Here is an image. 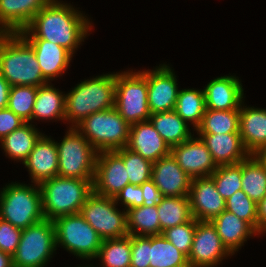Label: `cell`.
I'll return each mask as SVG.
<instances>
[{"label": "cell", "instance_id": "ffe728a7", "mask_svg": "<svg viewBox=\"0 0 266 267\" xmlns=\"http://www.w3.org/2000/svg\"><path fill=\"white\" fill-rule=\"evenodd\" d=\"M32 177L33 183L40 184L58 175V149L54 140L42 135L28 158L22 162Z\"/></svg>", "mask_w": 266, "mask_h": 267}, {"label": "cell", "instance_id": "f35d334b", "mask_svg": "<svg viewBox=\"0 0 266 267\" xmlns=\"http://www.w3.org/2000/svg\"><path fill=\"white\" fill-rule=\"evenodd\" d=\"M225 210L248 222L258 232L257 203L242 190L236 191L226 200Z\"/></svg>", "mask_w": 266, "mask_h": 267}, {"label": "cell", "instance_id": "30bf717a", "mask_svg": "<svg viewBox=\"0 0 266 267\" xmlns=\"http://www.w3.org/2000/svg\"><path fill=\"white\" fill-rule=\"evenodd\" d=\"M53 223L56 246L60 244L83 259L97 257L102 239L80 213L58 217Z\"/></svg>", "mask_w": 266, "mask_h": 267}, {"label": "cell", "instance_id": "8d00e7d4", "mask_svg": "<svg viewBox=\"0 0 266 267\" xmlns=\"http://www.w3.org/2000/svg\"><path fill=\"white\" fill-rule=\"evenodd\" d=\"M217 192L226 201L236 191L242 189L241 162L233 165H221L210 175Z\"/></svg>", "mask_w": 266, "mask_h": 267}, {"label": "cell", "instance_id": "9c48e42d", "mask_svg": "<svg viewBox=\"0 0 266 267\" xmlns=\"http://www.w3.org/2000/svg\"><path fill=\"white\" fill-rule=\"evenodd\" d=\"M56 248L54 223L43 219L22 229L20 242L12 255L13 267H44Z\"/></svg>", "mask_w": 266, "mask_h": 267}, {"label": "cell", "instance_id": "8fae6325", "mask_svg": "<svg viewBox=\"0 0 266 267\" xmlns=\"http://www.w3.org/2000/svg\"><path fill=\"white\" fill-rule=\"evenodd\" d=\"M114 198L92 192L80 214L95 229L102 240L128 236L126 212L118 211Z\"/></svg>", "mask_w": 266, "mask_h": 267}, {"label": "cell", "instance_id": "836d02e7", "mask_svg": "<svg viewBox=\"0 0 266 267\" xmlns=\"http://www.w3.org/2000/svg\"><path fill=\"white\" fill-rule=\"evenodd\" d=\"M206 110L204 90H179L174 111L184 120L192 122L196 128L201 124Z\"/></svg>", "mask_w": 266, "mask_h": 267}, {"label": "cell", "instance_id": "7a4b0ae2", "mask_svg": "<svg viewBox=\"0 0 266 267\" xmlns=\"http://www.w3.org/2000/svg\"><path fill=\"white\" fill-rule=\"evenodd\" d=\"M0 74L11 86H43L42 75L32 46L19 33H0Z\"/></svg>", "mask_w": 266, "mask_h": 267}, {"label": "cell", "instance_id": "2e32d148", "mask_svg": "<svg viewBox=\"0 0 266 267\" xmlns=\"http://www.w3.org/2000/svg\"><path fill=\"white\" fill-rule=\"evenodd\" d=\"M189 200L193 218L198 221H211L226 209V201L217 192L211 177L191 180Z\"/></svg>", "mask_w": 266, "mask_h": 267}, {"label": "cell", "instance_id": "4fadbf2b", "mask_svg": "<svg viewBox=\"0 0 266 267\" xmlns=\"http://www.w3.org/2000/svg\"><path fill=\"white\" fill-rule=\"evenodd\" d=\"M129 184L123 159L115 151H102L97 154L93 178V192L110 198Z\"/></svg>", "mask_w": 266, "mask_h": 267}, {"label": "cell", "instance_id": "4dcf8cb0", "mask_svg": "<svg viewBox=\"0 0 266 267\" xmlns=\"http://www.w3.org/2000/svg\"><path fill=\"white\" fill-rule=\"evenodd\" d=\"M150 267H190L188 257L163 234L150 236Z\"/></svg>", "mask_w": 266, "mask_h": 267}, {"label": "cell", "instance_id": "1f68e13d", "mask_svg": "<svg viewBox=\"0 0 266 267\" xmlns=\"http://www.w3.org/2000/svg\"><path fill=\"white\" fill-rule=\"evenodd\" d=\"M128 235L153 236L161 234L157 206H138L126 211Z\"/></svg>", "mask_w": 266, "mask_h": 267}, {"label": "cell", "instance_id": "7c38bea8", "mask_svg": "<svg viewBox=\"0 0 266 267\" xmlns=\"http://www.w3.org/2000/svg\"><path fill=\"white\" fill-rule=\"evenodd\" d=\"M231 254L223 245L211 221H198L188 255L190 267H213Z\"/></svg>", "mask_w": 266, "mask_h": 267}, {"label": "cell", "instance_id": "bcb514c9", "mask_svg": "<svg viewBox=\"0 0 266 267\" xmlns=\"http://www.w3.org/2000/svg\"><path fill=\"white\" fill-rule=\"evenodd\" d=\"M258 233L266 231V195L257 203Z\"/></svg>", "mask_w": 266, "mask_h": 267}, {"label": "cell", "instance_id": "f6af8a7d", "mask_svg": "<svg viewBox=\"0 0 266 267\" xmlns=\"http://www.w3.org/2000/svg\"><path fill=\"white\" fill-rule=\"evenodd\" d=\"M143 192V199L144 203L143 205L151 207V206H157V204L160 202L162 195L159 192V189L155 185V183L150 179L147 182H144L142 185H140Z\"/></svg>", "mask_w": 266, "mask_h": 267}, {"label": "cell", "instance_id": "681fc988", "mask_svg": "<svg viewBox=\"0 0 266 267\" xmlns=\"http://www.w3.org/2000/svg\"><path fill=\"white\" fill-rule=\"evenodd\" d=\"M0 267H13L12 256L0 250Z\"/></svg>", "mask_w": 266, "mask_h": 267}, {"label": "cell", "instance_id": "603a6c76", "mask_svg": "<svg viewBox=\"0 0 266 267\" xmlns=\"http://www.w3.org/2000/svg\"><path fill=\"white\" fill-rule=\"evenodd\" d=\"M33 48L43 77L48 81L67 69L72 54L64 47L43 39H25Z\"/></svg>", "mask_w": 266, "mask_h": 267}, {"label": "cell", "instance_id": "b9f144b4", "mask_svg": "<svg viewBox=\"0 0 266 267\" xmlns=\"http://www.w3.org/2000/svg\"><path fill=\"white\" fill-rule=\"evenodd\" d=\"M22 229L0 218V250L13 255L18 247Z\"/></svg>", "mask_w": 266, "mask_h": 267}, {"label": "cell", "instance_id": "ab89813d", "mask_svg": "<svg viewBox=\"0 0 266 267\" xmlns=\"http://www.w3.org/2000/svg\"><path fill=\"white\" fill-rule=\"evenodd\" d=\"M196 224L197 220L193 218L189 222L167 228L165 231H163L162 234L179 251H181L188 257L192 248Z\"/></svg>", "mask_w": 266, "mask_h": 267}, {"label": "cell", "instance_id": "6da1fadb", "mask_svg": "<svg viewBox=\"0 0 266 267\" xmlns=\"http://www.w3.org/2000/svg\"><path fill=\"white\" fill-rule=\"evenodd\" d=\"M90 28V21L82 13L67 3L51 0L19 34L24 39L48 40L73 55Z\"/></svg>", "mask_w": 266, "mask_h": 267}, {"label": "cell", "instance_id": "74e56055", "mask_svg": "<svg viewBox=\"0 0 266 267\" xmlns=\"http://www.w3.org/2000/svg\"><path fill=\"white\" fill-rule=\"evenodd\" d=\"M37 90L35 86H11L7 107L25 122H30Z\"/></svg>", "mask_w": 266, "mask_h": 267}, {"label": "cell", "instance_id": "4316f807", "mask_svg": "<svg viewBox=\"0 0 266 267\" xmlns=\"http://www.w3.org/2000/svg\"><path fill=\"white\" fill-rule=\"evenodd\" d=\"M33 126L34 125L31 123L25 122L0 140L4 152H6L10 158L22 160L23 162L28 158L36 142L43 135Z\"/></svg>", "mask_w": 266, "mask_h": 267}, {"label": "cell", "instance_id": "83f0119b", "mask_svg": "<svg viewBox=\"0 0 266 267\" xmlns=\"http://www.w3.org/2000/svg\"><path fill=\"white\" fill-rule=\"evenodd\" d=\"M66 95L56 90L52 85L39 86L32 111V119H62L65 120Z\"/></svg>", "mask_w": 266, "mask_h": 267}, {"label": "cell", "instance_id": "d590c367", "mask_svg": "<svg viewBox=\"0 0 266 267\" xmlns=\"http://www.w3.org/2000/svg\"><path fill=\"white\" fill-rule=\"evenodd\" d=\"M123 159L126 168L129 184L142 185L151 179L152 162L144 159L141 155L124 147L115 150Z\"/></svg>", "mask_w": 266, "mask_h": 267}, {"label": "cell", "instance_id": "e575fe53", "mask_svg": "<svg viewBox=\"0 0 266 267\" xmlns=\"http://www.w3.org/2000/svg\"><path fill=\"white\" fill-rule=\"evenodd\" d=\"M96 258L102 260L103 267H130L131 235L118 239L102 240Z\"/></svg>", "mask_w": 266, "mask_h": 267}, {"label": "cell", "instance_id": "c3c4849f", "mask_svg": "<svg viewBox=\"0 0 266 267\" xmlns=\"http://www.w3.org/2000/svg\"><path fill=\"white\" fill-rule=\"evenodd\" d=\"M266 168V144L252 154Z\"/></svg>", "mask_w": 266, "mask_h": 267}, {"label": "cell", "instance_id": "5b68a950", "mask_svg": "<svg viewBox=\"0 0 266 267\" xmlns=\"http://www.w3.org/2000/svg\"><path fill=\"white\" fill-rule=\"evenodd\" d=\"M0 218L20 229L43 220L39 185L11 183L5 186L0 192Z\"/></svg>", "mask_w": 266, "mask_h": 267}, {"label": "cell", "instance_id": "3957f363", "mask_svg": "<svg viewBox=\"0 0 266 267\" xmlns=\"http://www.w3.org/2000/svg\"><path fill=\"white\" fill-rule=\"evenodd\" d=\"M65 95V120L76 127L89 115L114 108L115 74L82 81Z\"/></svg>", "mask_w": 266, "mask_h": 267}, {"label": "cell", "instance_id": "e0dca14e", "mask_svg": "<svg viewBox=\"0 0 266 267\" xmlns=\"http://www.w3.org/2000/svg\"><path fill=\"white\" fill-rule=\"evenodd\" d=\"M151 180L162 197L189 196L191 178L171 153L152 164Z\"/></svg>", "mask_w": 266, "mask_h": 267}, {"label": "cell", "instance_id": "ac0fdd59", "mask_svg": "<svg viewBox=\"0 0 266 267\" xmlns=\"http://www.w3.org/2000/svg\"><path fill=\"white\" fill-rule=\"evenodd\" d=\"M126 148L152 163L169 155L171 151V148L155 130L150 121L130 125L129 140Z\"/></svg>", "mask_w": 266, "mask_h": 267}, {"label": "cell", "instance_id": "9a60e30c", "mask_svg": "<svg viewBox=\"0 0 266 267\" xmlns=\"http://www.w3.org/2000/svg\"><path fill=\"white\" fill-rule=\"evenodd\" d=\"M171 155L191 179L210 177L218 167L201 138H189L171 147Z\"/></svg>", "mask_w": 266, "mask_h": 267}, {"label": "cell", "instance_id": "d6a6232c", "mask_svg": "<svg viewBox=\"0 0 266 267\" xmlns=\"http://www.w3.org/2000/svg\"><path fill=\"white\" fill-rule=\"evenodd\" d=\"M239 113L240 109H206L201 124L196 128L197 134L239 133Z\"/></svg>", "mask_w": 266, "mask_h": 267}, {"label": "cell", "instance_id": "7bdbcfd3", "mask_svg": "<svg viewBox=\"0 0 266 267\" xmlns=\"http://www.w3.org/2000/svg\"><path fill=\"white\" fill-rule=\"evenodd\" d=\"M116 203L121 200L125 210L142 206L144 203L143 192L140 185L127 184L114 198Z\"/></svg>", "mask_w": 266, "mask_h": 267}, {"label": "cell", "instance_id": "7dc6e473", "mask_svg": "<svg viewBox=\"0 0 266 267\" xmlns=\"http://www.w3.org/2000/svg\"><path fill=\"white\" fill-rule=\"evenodd\" d=\"M10 88L11 85L0 74V109L6 108L8 106Z\"/></svg>", "mask_w": 266, "mask_h": 267}, {"label": "cell", "instance_id": "d4e9b609", "mask_svg": "<svg viewBox=\"0 0 266 267\" xmlns=\"http://www.w3.org/2000/svg\"><path fill=\"white\" fill-rule=\"evenodd\" d=\"M223 245L233 255L249 236L258 233L248 222L224 210L211 220Z\"/></svg>", "mask_w": 266, "mask_h": 267}, {"label": "cell", "instance_id": "ee69618b", "mask_svg": "<svg viewBox=\"0 0 266 267\" xmlns=\"http://www.w3.org/2000/svg\"><path fill=\"white\" fill-rule=\"evenodd\" d=\"M24 123L25 121L8 107L0 109V140Z\"/></svg>", "mask_w": 266, "mask_h": 267}, {"label": "cell", "instance_id": "60d3db41", "mask_svg": "<svg viewBox=\"0 0 266 267\" xmlns=\"http://www.w3.org/2000/svg\"><path fill=\"white\" fill-rule=\"evenodd\" d=\"M150 236L131 235V266L150 267Z\"/></svg>", "mask_w": 266, "mask_h": 267}, {"label": "cell", "instance_id": "44dd1931", "mask_svg": "<svg viewBox=\"0 0 266 267\" xmlns=\"http://www.w3.org/2000/svg\"><path fill=\"white\" fill-rule=\"evenodd\" d=\"M239 81L240 80L234 76H221L211 80L203 89L206 109H240L244 93Z\"/></svg>", "mask_w": 266, "mask_h": 267}, {"label": "cell", "instance_id": "8992f818", "mask_svg": "<svg viewBox=\"0 0 266 267\" xmlns=\"http://www.w3.org/2000/svg\"><path fill=\"white\" fill-rule=\"evenodd\" d=\"M75 128L98 153L122 149L128 144L130 125L115 108L95 112Z\"/></svg>", "mask_w": 266, "mask_h": 267}, {"label": "cell", "instance_id": "cb8c5ba5", "mask_svg": "<svg viewBox=\"0 0 266 267\" xmlns=\"http://www.w3.org/2000/svg\"><path fill=\"white\" fill-rule=\"evenodd\" d=\"M239 134L246 151L252 155L266 144V109L242 108L239 113Z\"/></svg>", "mask_w": 266, "mask_h": 267}, {"label": "cell", "instance_id": "52a82bcc", "mask_svg": "<svg viewBox=\"0 0 266 267\" xmlns=\"http://www.w3.org/2000/svg\"><path fill=\"white\" fill-rule=\"evenodd\" d=\"M58 149V176L93 180L98 152L75 127H70Z\"/></svg>", "mask_w": 266, "mask_h": 267}, {"label": "cell", "instance_id": "484cf974", "mask_svg": "<svg viewBox=\"0 0 266 267\" xmlns=\"http://www.w3.org/2000/svg\"><path fill=\"white\" fill-rule=\"evenodd\" d=\"M149 121L170 148L192 137L188 122L174 110L151 114Z\"/></svg>", "mask_w": 266, "mask_h": 267}, {"label": "cell", "instance_id": "5bb4252c", "mask_svg": "<svg viewBox=\"0 0 266 267\" xmlns=\"http://www.w3.org/2000/svg\"><path fill=\"white\" fill-rule=\"evenodd\" d=\"M148 84V108L151 114L172 111L178 97L177 79L167 65H162L154 71L140 72Z\"/></svg>", "mask_w": 266, "mask_h": 267}, {"label": "cell", "instance_id": "f1b7e54d", "mask_svg": "<svg viewBox=\"0 0 266 267\" xmlns=\"http://www.w3.org/2000/svg\"><path fill=\"white\" fill-rule=\"evenodd\" d=\"M161 234L167 228L181 225L193 219L189 196L162 197L157 204Z\"/></svg>", "mask_w": 266, "mask_h": 267}, {"label": "cell", "instance_id": "ba28073f", "mask_svg": "<svg viewBox=\"0 0 266 267\" xmlns=\"http://www.w3.org/2000/svg\"><path fill=\"white\" fill-rule=\"evenodd\" d=\"M114 108L129 125L149 121L148 84L140 71L115 74Z\"/></svg>", "mask_w": 266, "mask_h": 267}, {"label": "cell", "instance_id": "277c9868", "mask_svg": "<svg viewBox=\"0 0 266 267\" xmlns=\"http://www.w3.org/2000/svg\"><path fill=\"white\" fill-rule=\"evenodd\" d=\"M93 180L56 176L39 184L44 219L80 213L93 192Z\"/></svg>", "mask_w": 266, "mask_h": 267}, {"label": "cell", "instance_id": "d6986e66", "mask_svg": "<svg viewBox=\"0 0 266 267\" xmlns=\"http://www.w3.org/2000/svg\"><path fill=\"white\" fill-rule=\"evenodd\" d=\"M51 0H0V33H19Z\"/></svg>", "mask_w": 266, "mask_h": 267}, {"label": "cell", "instance_id": "7402d4cb", "mask_svg": "<svg viewBox=\"0 0 266 267\" xmlns=\"http://www.w3.org/2000/svg\"><path fill=\"white\" fill-rule=\"evenodd\" d=\"M199 136L217 166L238 164L250 155L244 148L239 133L199 134Z\"/></svg>", "mask_w": 266, "mask_h": 267}, {"label": "cell", "instance_id": "f546056e", "mask_svg": "<svg viewBox=\"0 0 266 267\" xmlns=\"http://www.w3.org/2000/svg\"><path fill=\"white\" fill-rule=\"evenodd\" d=\"M242 191L258 203L266 195V168L253 155L241 161Z\"/></svg>", "mask_w": 266, "mask_h": 267}]
</instances>
